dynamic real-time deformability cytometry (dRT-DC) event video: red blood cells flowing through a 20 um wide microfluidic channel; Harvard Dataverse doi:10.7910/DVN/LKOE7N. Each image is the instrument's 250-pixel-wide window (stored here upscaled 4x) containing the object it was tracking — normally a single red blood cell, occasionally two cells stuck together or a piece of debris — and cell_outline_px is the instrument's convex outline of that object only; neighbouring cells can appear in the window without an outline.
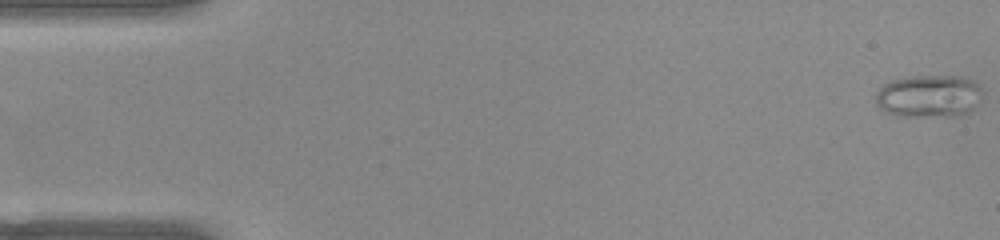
{"species": "common noctule bat (a hibernating species)", "species_latin": "Nyctalus noctula", "temperature_condition": "warm", "stored_images_in_passage": 51, "camera_frame_rate_fps": 3000, "um_per_image_px": 0.085, "animal": {"sex": "female", "body_mass_g": 22.0, "forearm_length_mm": 56.7}, "frame": {"image": 1, "passage_image": 1, "time_ms": 0.0, "image_size_px": [1000, 240], "cell_outline_px": [[980, 88], [972, 108], [968, 112], [952, 116], [896, 116], [880, 108], [876, 104], [876, 92], [884, 84], [892, 80], [912, 76], [960, 76], [972, 80]], "centroid_in_image_um": [78.86, 8.16], "position_along_channel_um": 6.1, "area_um2": 25.89}}
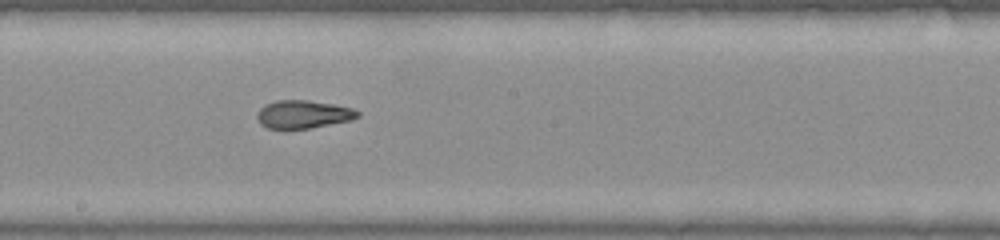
{"frame": {"image": 2, "passage_image": 28, "time_ms": 9.0, "image_size_px": [1000, 240], "cell_outline_px": [[360, 116], [352, 120], [308, 128], [268, 128], [260, 124], [256, 116], [260, 108], [264, 104], [276, 100], [308, 100], [332, 104], [352, 108], [360, 112]], "centroid_in_image_um": [25.77, 9.7], "position_along_channel_um": 222.4, "area_um2": 16.36}}
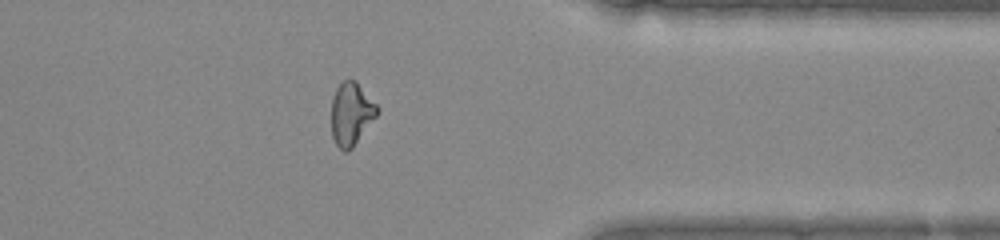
{"frame": {"image": 3, "passage_image": 41, "time_ms": 13.333, "image_size_px": [1000, 240], "cell_outline_px": [[380, 112], [352, 148], [348, 152], [344, 152], [336, 144], [332, 136], [332, 96], [336, 88], [348, 76], [356, 80], [376, 104]], "centroid_in_image_um": [29.86, 9.65], "position_along_channel_um": 381.5, "area_um2": 16.94}, "authors_computed_cell_mechanics": {"area_um2": 17.7446, "velocity_mm_per_s": 3.9724, "shape_relaxation_time_tau1_ms": null, "shape_relaxation_time_tau2_ms": 1.5645, "deformation_change_tau1": null, "deformation_change_tau2": 0.0917}}